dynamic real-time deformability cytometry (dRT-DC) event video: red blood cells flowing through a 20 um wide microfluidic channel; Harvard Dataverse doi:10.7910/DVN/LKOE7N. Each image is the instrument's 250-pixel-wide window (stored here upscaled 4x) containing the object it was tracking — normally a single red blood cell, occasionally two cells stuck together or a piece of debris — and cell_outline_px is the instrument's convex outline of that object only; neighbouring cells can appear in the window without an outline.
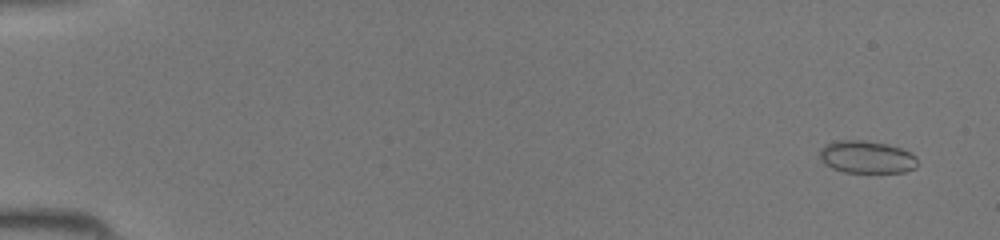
{"species": "common noctule bat (a hibernating species)", "species_latin": "Nyctalus noctula", "temperature_condition": "room temperature", "stored_images_in_passage": 45, "camera_frame_rate_fps": 3000, "um_per_image_px": 0.085, "animal": {"sex": "female", "body_mass_g": 19.5, "forearm_length_mm": 54.1}, "frame": {"image": 1, "passage_image": 3, "time_ms": 0.667, "image_size_px": [1000, 240], "cell_outline_px": [[916, 168], [904, 172], [844, 172], [832, 168], [824, 164], [820, 156], [820, 148], [824, 144], [832, 140], [864, 140], [888, 144], [900, 148], [916, 156]], "centroid_in_image_um": [73.62, 13.33], "position_along_channel_um": 11.4, "area_um2": 18.61}}
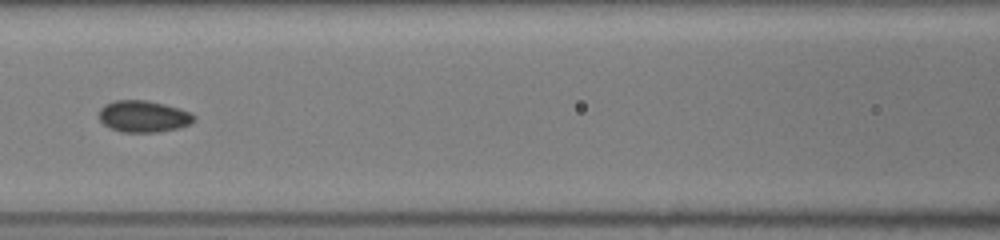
{"frame": {"image": 2, "passage_image": 22, "time_ms": 7.0, "image_size_px": [1000, 240], "cell_outline_px": [[196, 120], [180, 128], [160, 132], [120, 132], [108, 128], [100, 120], [100, 108], [104, 104], [112, 100], [148, 100], [180, 108], [196, 116]], "centroid_in_image_um": [12.19, 9.89], "position_along_channel_um": 154.4, "area_um2": 17.74}}
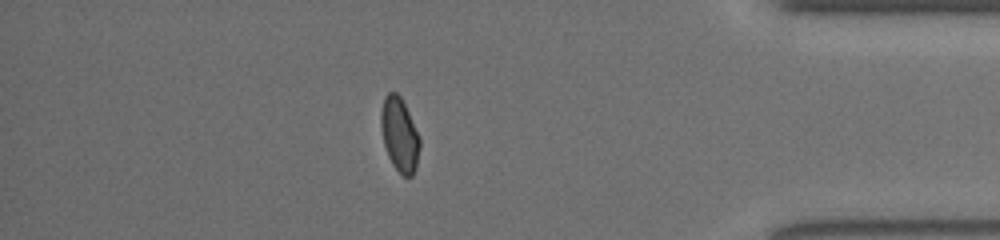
{"frame": {"image": 3, "passage_image": 40, "time_ms": 13.0, "image_size_px": [1000, 240], "cell_outline_px": [[420, 148], [416, 168], [412, 176], [404, 176], [392, 164], [388, 156], [384, 144], [380, 124], [380, 112], [384, 96], [388, 92], [396, 92], [400, 96], [420, 136]], "centroid_in_image_um": [33.96, 11.43], "position_along_channel_um": 401.2, "area_um2": 16.76}}